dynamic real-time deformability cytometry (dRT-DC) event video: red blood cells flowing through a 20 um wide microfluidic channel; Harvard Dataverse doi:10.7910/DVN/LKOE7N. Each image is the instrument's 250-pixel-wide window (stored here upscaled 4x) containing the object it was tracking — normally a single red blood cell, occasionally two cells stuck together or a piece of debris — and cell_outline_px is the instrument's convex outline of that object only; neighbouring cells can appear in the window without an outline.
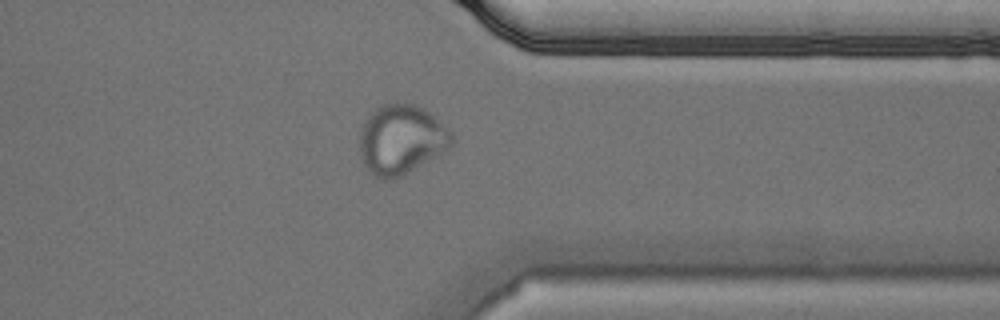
{"species": "Egyptian fruit bat (a non-hibernating species)", "species_latin": "Rousettus aegyptiacus", "temperature_condition": "cold", "stored_images_in_passage": 41, "camera_frame_rate_fps": 3000, "um_per_image_px": 0.085, "animal": {"sex": "male"}, "frame": {"image": 1, "passage_image": 30, "time_ms": 9.667, "image_size_px": [1000, 320], "cell_outline_px": [[452, 144], [448, 148], [436, 156], [400, 176], [388, 180], [384, 180], [372, 176], [368, 172], [360, 156], [360, 132], [368, 116], [376, 108], [384, 104], [412, 104], [428, 112], [452, 132]], "centroid_in_image_um": [34.07, 11.89], "position_along_channel_um": 377.3, "area_um2": 36.7}}